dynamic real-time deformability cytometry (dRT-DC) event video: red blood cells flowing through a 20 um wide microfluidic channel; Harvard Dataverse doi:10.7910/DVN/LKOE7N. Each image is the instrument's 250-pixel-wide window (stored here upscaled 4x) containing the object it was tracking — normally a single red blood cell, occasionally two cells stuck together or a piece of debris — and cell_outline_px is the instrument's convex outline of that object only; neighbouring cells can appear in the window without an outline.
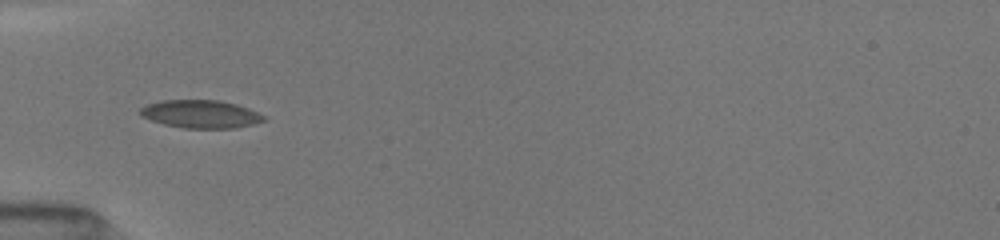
{"species": "common noctule bat (a hibernating species)", "species_latin": "Nyctalus noctula", "temperature_condition": "room temperature", "stored_images_in_passage": 23, "camera_frame_rate_fps": 3000, "um_per_image_px": 0.085, "animal": {"sex": "female", "body_mass_g": 19.5, "forearm_length_mm": 54.1}, "frame": {"image": 1, "passage_image": 1, "time_ms": 0.0, "image_size_px": [1000, 240], "cell_outline_px": [[268, 120], [236, 128], [184, 128], [164, 124], [140, 116], [140, 108], [148, 104], [160, 100], [220, 100], [236, 104], [248, 108], [264, 116]], "centroid_in_image_um": [17.06, 9.69], "position_along_channel_um": 67.9, "area_um2": 20.11}}
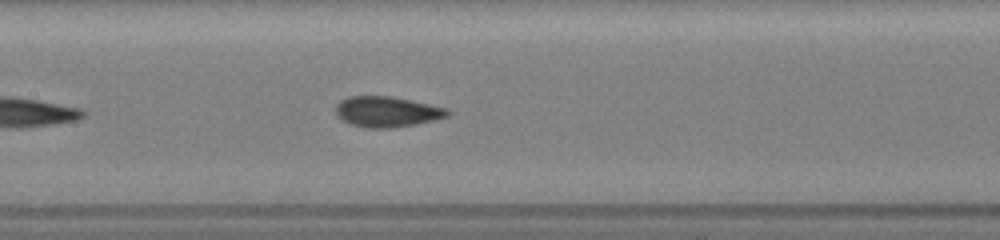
{"frame": {"image": 2, "passage_image": 11, "time_ms": 2.667, "image_size_px": [1000, 240], "cell_outline_px": [[452, 112], [448, 116], [436, 120], [416, 124], [392, 128], [368, 128], [352, 124], [336, 116], [336, 104], [340, 100], [348, 96], [388, 96], [412, 100], [448, 108]], "centroid_in_image_um": [32.92, 9.49], "position_along_channel_um": 174.5, "area_um2": 20.06}}
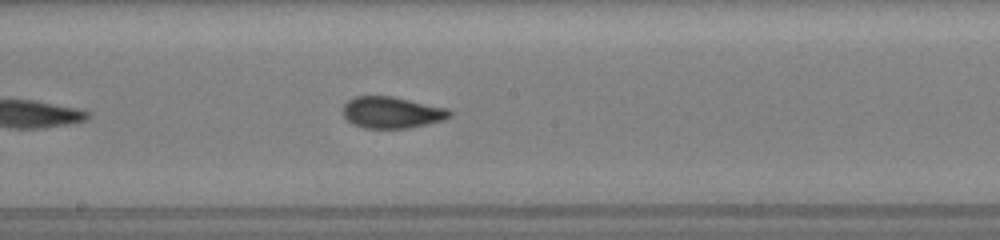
{"frame": {"image": 3, "passage_image": 15, "time_ms": 3.667, "image_size_px": [1000, 240], "cell_outline_px": [[452, 116], [444, 120], [428, 124], [408, 128], [364, 128], [352, 124], [340, 112], [344, 104], [348, 100], [356, 96], [392, 96], [448, 108], [452, 112]], "centroid_in_image_um": [33.3, 9.56], "position_along_channel_um": 214.9, "area_um2": 19.83}}